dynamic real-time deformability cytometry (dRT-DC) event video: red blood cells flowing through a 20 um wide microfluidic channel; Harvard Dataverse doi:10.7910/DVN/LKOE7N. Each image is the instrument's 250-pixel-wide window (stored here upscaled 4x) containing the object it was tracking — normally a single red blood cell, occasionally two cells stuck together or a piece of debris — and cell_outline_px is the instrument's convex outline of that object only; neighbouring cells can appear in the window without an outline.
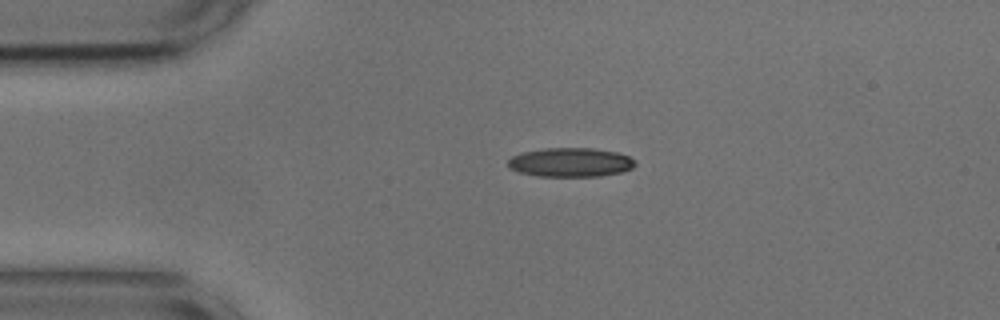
{"species": "common noctule bat (a hibernating species)", "species_latin": "Nyctalus noctula", "temperature_condition": "cold", "stored_images_in_passage": 44, "camera_frame_rate_fps": 3000, "um_per_image_px": 0.085, "animal": {"sex": "male", "body_mass_g": 17.9, "forearm_length_mm": 54.2}, "frame": {"image": 1, "passage_image": 1, "time_ms": 0.0, "image_size_px": [1000, 320], "cell_outline_px": [[636, 164], [632, 168], [620, 172], [600, 176], [536, 176], [520, 172], [508, 168], [508, 160], [512, 156], [520, 152], [544, 148], [592, 148], [616, 152], [628, 156], [636, 160]], "centroid_in_image_um": [48.47, 13.79], "position_along_channel_um": 36.5, "area_um2": 21.62}}
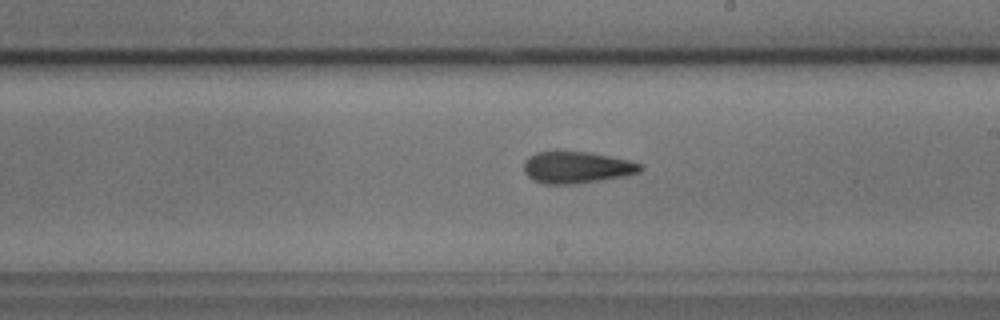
{"frame": {"image": 2, "passage_image": 20, "time_ms": 6.333, "image_size_px": [1000, 320], "cell_outline_px": [[644, 168], [640, 172], [628, 176], [576, 184], [544, 184], [532, 180], [524, 172], [524, 160], [528, 156], [536, 152], [556, 148], [588, 152], [628, 160], [644, 164]], "centroid_in_image_um": [48.99, 14.2], "position_along_channel_um": 240.0, "area_um2": 22.48}}
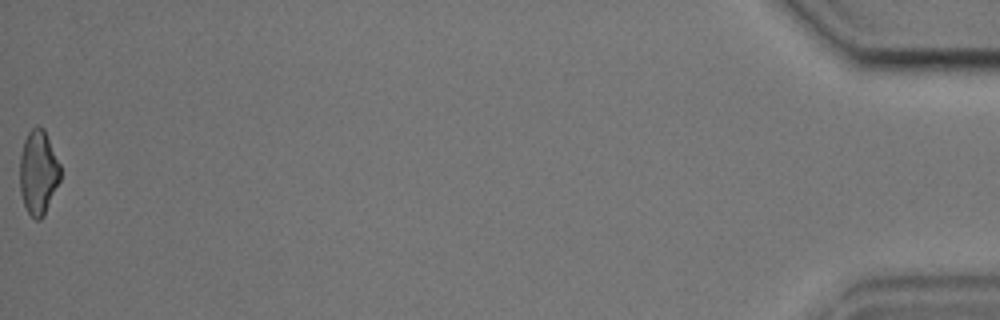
{"frame": {"image": 3, "passage_image": 44, "time_ms": 14.333, "image_size_px": [1000, 320], "cell_outline_px": [[60, 180], [44, 216], [40, 220], [36, 220], [28, 212], [24, 204], [20, 192], [20, 156], [24, 140], [28, 132], [36, 124], [44, 128], [60, 164]], "centroid_in_image_um": [3.26, 14.64], "position_along_channel_um": 431.9, "area_um2": 20.0}, "authors_computed_cell_mechanics": {"area_um2": 21.1259, "velocity_mm_per_s": 3.6632, "shape_relaxation_time_tau1_ms": 5.466, "shape_relaxation_time_tau2_ms": 4.2529, "deformation_change_tau1": 0.1716, "deformation_change_tau2": 0.1425}}